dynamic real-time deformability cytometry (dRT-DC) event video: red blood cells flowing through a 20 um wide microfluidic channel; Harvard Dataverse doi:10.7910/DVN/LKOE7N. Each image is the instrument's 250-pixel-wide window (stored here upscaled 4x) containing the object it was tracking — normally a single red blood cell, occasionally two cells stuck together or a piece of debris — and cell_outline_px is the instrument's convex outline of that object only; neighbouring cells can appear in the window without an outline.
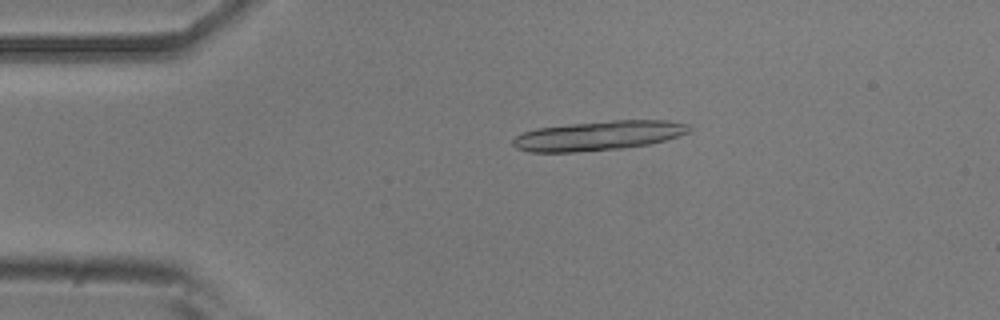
{"species": "common noctule bat (a hibernating species)", "species_latin": "Nyctalus noctula", "temperature_condition": "room temperature", "stored_images_in_passage": 52, "segment_of_instrument_passage": [1, 2], "camera_frame_rate_fps": 3000, "um_per_image_px": 0.085, "animal": {"sex": "male", "body_mass_g": 20.5, "forearm_length_mm": 52.5}, "frame": {"image": 1, "passage_image": 10, "time_ms": 3.0, "image_size_px": [1000, 320], "cell_outline_px": [[692, 132], [664, 140], [648, 144], [624, 148], [572, 152], [532, 152], [516, 148], [512, 144], [512, 140], [516, 136], [524, 132], [536, 128], [572, 124], [612, 120], [668, 120], [692, 124]], "centroid_in_image_um": [50.93, 11.52], "position_along_channel_um": 34.1, "area_um2": 30.35}}